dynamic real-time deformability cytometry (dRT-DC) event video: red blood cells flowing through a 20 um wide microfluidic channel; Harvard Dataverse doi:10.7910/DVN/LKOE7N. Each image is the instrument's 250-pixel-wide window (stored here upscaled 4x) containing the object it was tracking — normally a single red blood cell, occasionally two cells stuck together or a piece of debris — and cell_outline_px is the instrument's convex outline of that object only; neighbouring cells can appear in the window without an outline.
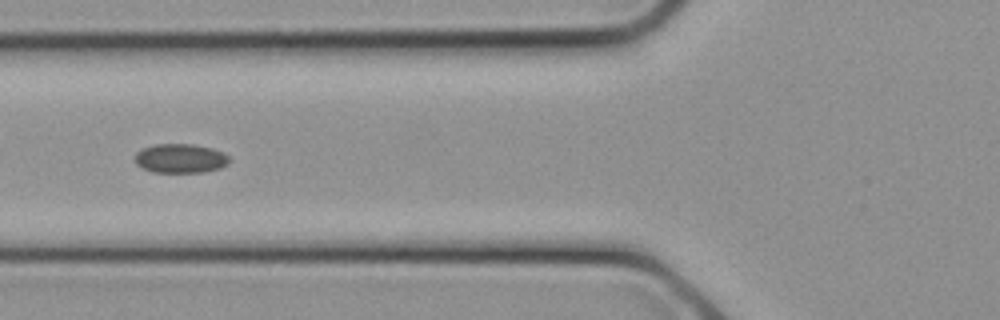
{"species": "common noctule bat (a hibernating species)", "species_latin": "Nyctalus noctula", "temperature_condition": "cold", "stored_images_in_passage": 10, "camera_frame_rate_fps": 3000, "um_per_image_px": 0.085, "animal": {"sex": "female", "body_mass_g": 21.9}, "frame": {"image": 1, "passage_image": 9, "time_ms": 2.667, "image_size_px": [1000, 320], "cell_outline_px": [[228, 164], [220, 168], [204, 172], [152, 172], [136, 164], [132, 160], [136, 152], [140, 148], [156, 144], [192, 144], [212, 148], [224, 152], [228, 156]], "centroid_in_image_um": [15.29, 13.46], "position_along_channel_um": 110.5, "area_um2": 16.24}}